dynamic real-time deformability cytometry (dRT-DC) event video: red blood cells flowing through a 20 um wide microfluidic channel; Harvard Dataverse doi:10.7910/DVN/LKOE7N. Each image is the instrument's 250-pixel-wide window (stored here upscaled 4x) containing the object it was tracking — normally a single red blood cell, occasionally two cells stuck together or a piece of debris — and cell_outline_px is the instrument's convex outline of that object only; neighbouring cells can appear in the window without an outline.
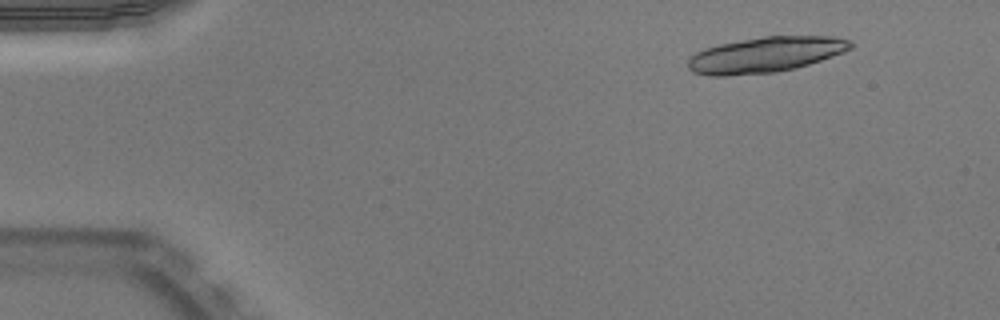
{"species": "Egyptian fruit bat (a non-hibernating species)", "species_latin": "Rousettus aegyptiacus", "temperature_condition": "warm", "stored_images_in_passage": 16, "camera_frame_rate_fps": 3000, "um_per_image_px": 0.085, "animal": {"sex": "male"}, "frame": {"image": 1, "passage_image": 3, "time_ms": 0.667, "image_size_px": [1000, 320], "cell_outline_px": [[852, 48], [844, 52], [796, 68], [776, 72], [728, 76], [708, 76], [692, 72], [688, 68], [688, 60], [696, 52], [704, 48], [720, 44], [764, 36], [836, 36], [852, 40]], "centroid_in_image_um": [65.07, 4.65], "position_along_channel_um": 19.9, "area_um2": 33.76}}